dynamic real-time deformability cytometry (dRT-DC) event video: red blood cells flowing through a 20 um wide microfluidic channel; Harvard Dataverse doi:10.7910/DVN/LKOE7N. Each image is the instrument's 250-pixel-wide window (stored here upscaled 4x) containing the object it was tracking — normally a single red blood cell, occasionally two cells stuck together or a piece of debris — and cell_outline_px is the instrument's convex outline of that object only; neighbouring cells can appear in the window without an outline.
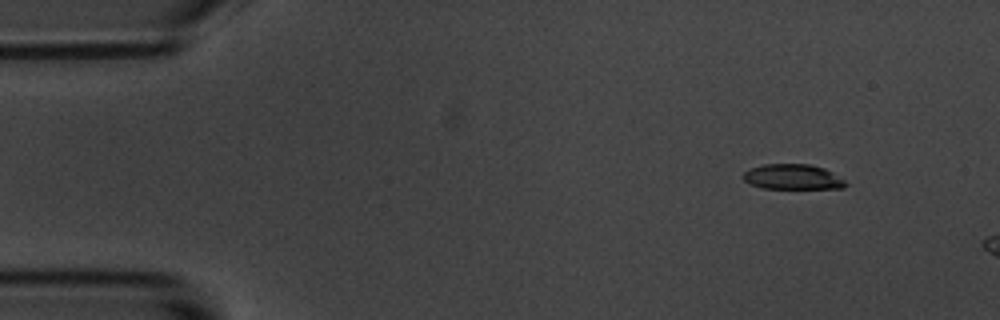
{"species": "common noctule bat (a hibernating species)", "species_latin": "Nyctalus noctula", "temperature_condition": "room temperature", "stored_images_in_passage": 3, "camera_frame_rate_fps": 3000, "um_per_image_px": 0.085, "animal": {"sex": "male", "body_mass_g": 20.1, "forearm_length_mm": 53.5}, "frame": {"image": 1, "passage_image": 1, "time_ms": 0.0, "image_size_px": [1000, 320], "cell_outline_px": [[848, 184], [844, 188], [764, 188], [752, 184], [744, 180], [740, 176], [744, 172], [752, 168], [764, 164], [808, 164], [824, 168], [844, 180]], "centroid_in_image_um": [67.37, 15.03], "position_along_channel_um": 17.6, "area_um2": 14.85}}